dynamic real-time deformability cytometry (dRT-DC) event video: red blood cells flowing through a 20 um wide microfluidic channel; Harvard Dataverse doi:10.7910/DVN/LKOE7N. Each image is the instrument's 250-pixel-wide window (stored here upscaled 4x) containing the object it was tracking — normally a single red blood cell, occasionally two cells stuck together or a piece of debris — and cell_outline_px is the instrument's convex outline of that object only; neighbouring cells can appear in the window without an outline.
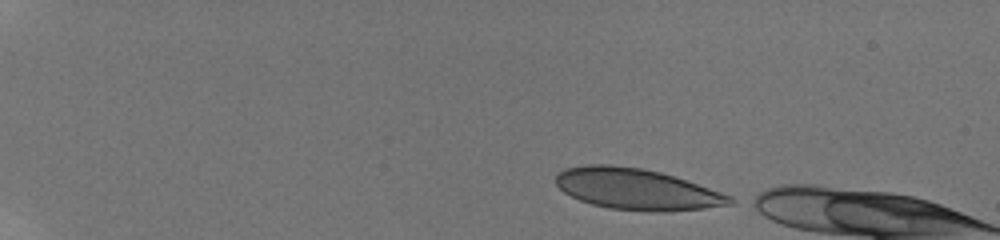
{"species": "human", "species_latin": "Homo sapiens", "temperature_condition": "room temperature", "stored_images_in_passage": 11, "camera_frame_rate_fps": 3000, "um_per_image_px": 0.085, "donor": {"sex": "male"}, "frame": {"image": 1, "passage_image": 1, "time_ms": 0.0, "image_size_px": [1000, 240], "cell_outline_px": [[740, 200], [736, 204], [704, 208], [664, 212], [652, 212], [608, 208], [592, 204], [580, 200], [564, 192], [556, 184], [556, 176], [564, 168], [588, 164], [608, 164], [640, 168], [660, 172], [732, 196]], "centroid_in_image_um": [54.14, 16.09], "position_along_channel_um": 30.9, "area_um2": 41.62}}
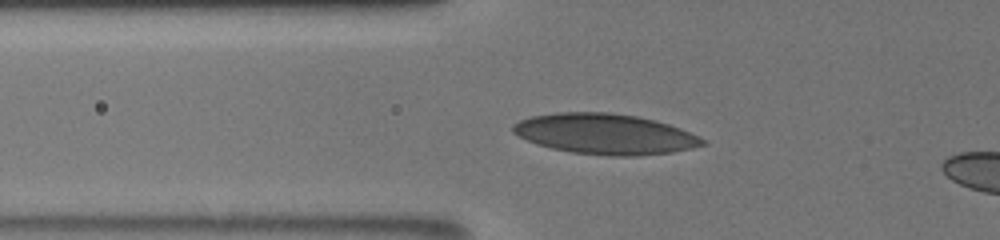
{"frame": {"image": 2, "passage_image": 10, "time_ms": 4.0, "image_size_px": [1000, 240], "cell_outline_px": [[708, 144], [692, 148], [672, 152], [640, 156], [608, 156], [572, 152], [552, 148], [536, 144], [512, 132], [512, 124], [520, 120], [532, 116], [556, 112], [608, 112], [636, 116], [656, 120], [680, 128], [700, 136]], "centroid_in_image_um": [51.45, 11.39], "position_along_channel_um": 74.4, "area_um2": 44.85}}